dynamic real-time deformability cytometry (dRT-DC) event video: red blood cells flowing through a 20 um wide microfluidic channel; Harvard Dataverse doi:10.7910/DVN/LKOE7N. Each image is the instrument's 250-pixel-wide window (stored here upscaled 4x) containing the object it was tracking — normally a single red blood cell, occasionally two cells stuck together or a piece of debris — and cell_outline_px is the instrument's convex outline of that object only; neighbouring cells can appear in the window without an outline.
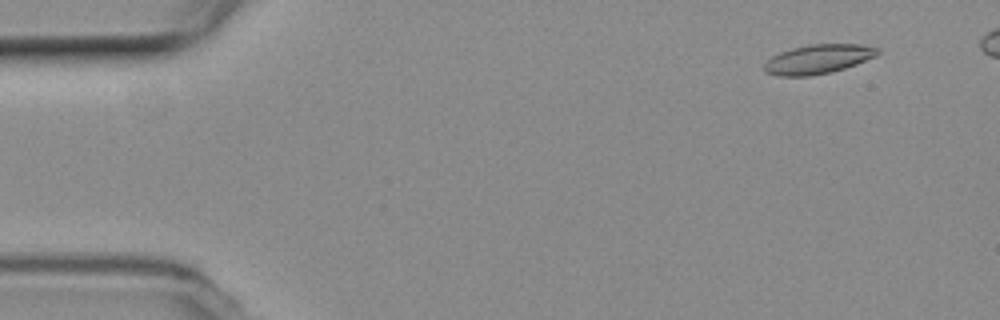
{"species": "common noctule bat (a hibernating species)", "species_latin": "Nyctalus noctula", "temperature_condition": "room temperature", "stored_images_in_passage": 50, "camera_frame_rate_fps": 3000, "um_per_image_px": 0.085, "animal": {"sex": "female", "body_mass_g": 19.3, "forearm_length_mm": 54.1}, "frame": {"image": 1, "passage_image": 5, "time_ms": 1.333, "image_size_px": [1000, 320], "cell_outline_px": [[880, 52], [876, 56], [856, 64], [832, 72], [812, 76], [776, 76], [764, 72], [764, 64], [772, 56], [780, 52], [792, 48], [812, 44], [860, 44], [880, 48]], "centroid_in_image_um": [69.54, 5.03], "position_along_channel_um": 15.5, "area_um2": 19.42}}
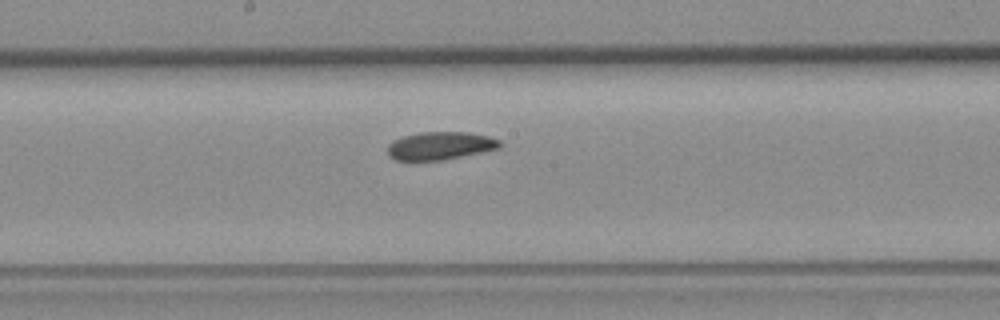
{"frame": {"image": 2, "passage_image": 29, "time_ms": 9.333, "image_size_px": [1000, 320], "cell_outline_px": [[504, 144], [500, 148], [444, 160], [396, 160], [388, 156], [388, 144], [392, 140], [404, 136], [420, 132], [468, 132], [488, 136], [500, 140]], "centroid_in_image_um": [37.43, 12.38], "position_along_channel_um": 210.8, "area_um2": 18.38}}
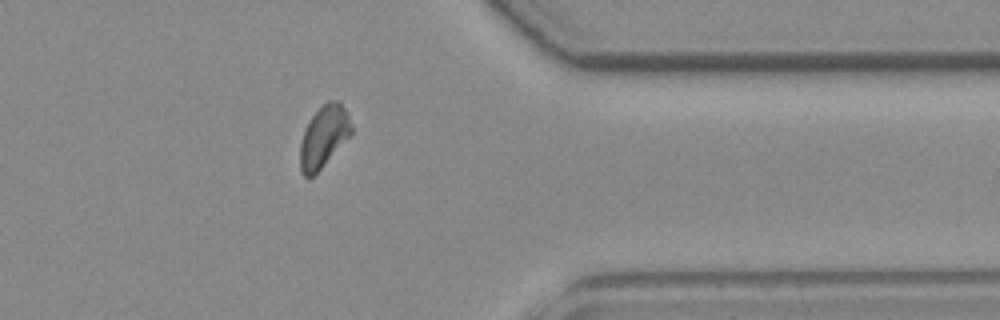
{"frame": {"image": 3, "passage_image": 44, "time_ms": 14.333, "image_size_px": [1000, 320], "cell_outline_px": [[352, 132], [320, 168], [312, 176], [304, 176], [300, 168], [300, 144], [304, 132], [312, 116], [328, 100], [336, 100], [344, 108], [348, 116], [352, 128]], "centroid_in_image_um": [27.5, 11.6], "position_along_channel_um": 383.9, "area_um2": 17.57}}